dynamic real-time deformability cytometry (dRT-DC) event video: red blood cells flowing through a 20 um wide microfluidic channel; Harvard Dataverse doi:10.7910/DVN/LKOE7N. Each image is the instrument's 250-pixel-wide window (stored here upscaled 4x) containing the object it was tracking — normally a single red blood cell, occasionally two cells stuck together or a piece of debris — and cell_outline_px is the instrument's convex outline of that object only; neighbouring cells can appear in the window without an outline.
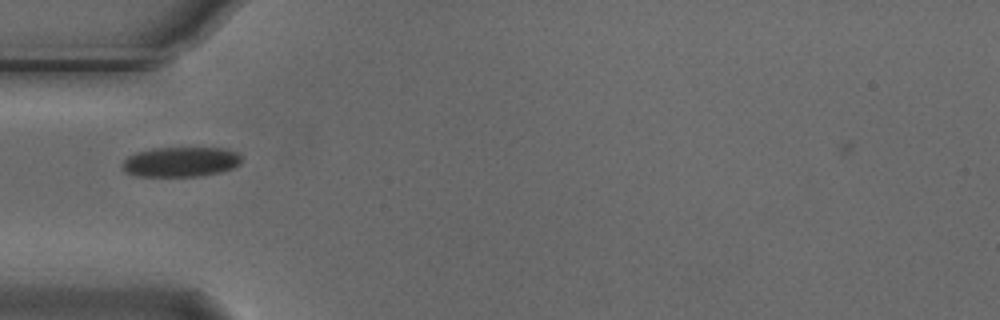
{"species": "Egyptian fruit bat (a non-hibernating species)", "species_latin": "Rousettus aegyptiacus", "temperature_condition": "cold", "stored_images_in_passage": 43, "camera_frame_rate_fps": 3000, "um_per_image_px": 0.085, "animal": {"sex": "male"}, "frame": {"image": 1, "passage_image": 6, "time_ms": 1.667, "image_size_px": [1000, 320], "cell_outline_px": [[240, 164], [232, 168], [220, 172], [204, 176], [136, 176], [124, 172], [120, 168], [120, 164], [128, 156], [136, 152], [152, 148], [228, 148], [236, 152], [240, 156]], "centroid_in_image_um": [15.31, 13.76], "position_along_channel_um": 69.7, "area_um2": 21.04}}
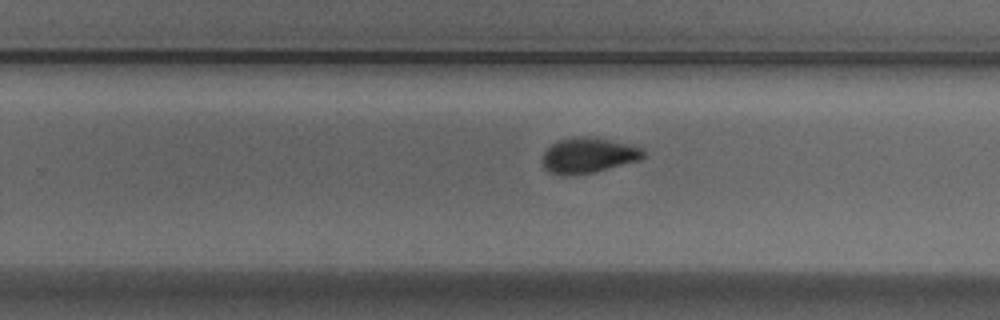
{"frame": {"image": 2, "passage_image": 23, "time_ms": 7.333, "image_size_px": [1000, 320], "cell_outline_px": [[644, 156], [640, 160], [592, 172], [572, 176], [560, 176], [548, 172], [544, 168], [540, 160], [544, 152], [556, 140], [572, 136], [592, 136], [628, 144], [644, 148]], "centroid_in_image_um": [49.94, 13.2], "position_along_channel_um": 279.9, "area_um2": 21.21}}
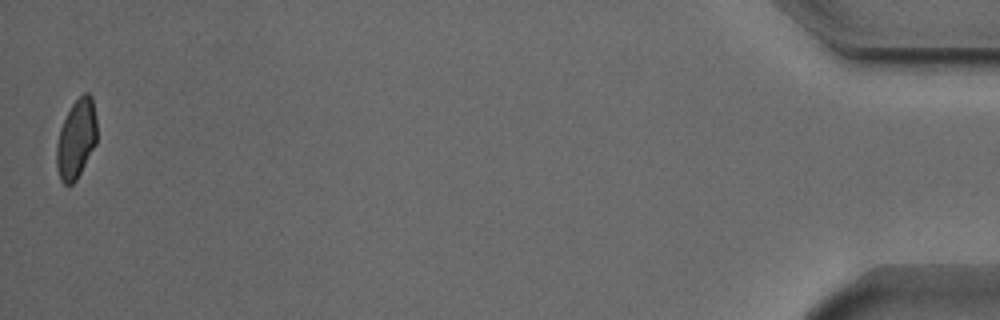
{"frame": {"image": 3, "passage_image": 43, "time_ms": 14.0, "image_size_px": [1000, 320], "cell_outline_px": [[96, 144], [76, 180], [72, 184], [64, 184], [60, 180], [56, 168], [56, 144], [60, 128], [72, 104], [84, 92], [88, 92], [92, 96], [96, 116]], "centroid_in_image_um": [6.48, 11.81], "position_along_channel_um": 428.7, "area_um2": 18.67}, "authors_computed_cell_mechanics": {"area_um2": 20.4034, "velocity_mm_per_s": 3.7101, "shape_relaxation_time_tau1_ms": 4.9903, "shape_relaxation_time_tau2_ms": 3.3335, "deformation_change_tau1": 0.1136, "deformation_change_tau2": 0.0528}}